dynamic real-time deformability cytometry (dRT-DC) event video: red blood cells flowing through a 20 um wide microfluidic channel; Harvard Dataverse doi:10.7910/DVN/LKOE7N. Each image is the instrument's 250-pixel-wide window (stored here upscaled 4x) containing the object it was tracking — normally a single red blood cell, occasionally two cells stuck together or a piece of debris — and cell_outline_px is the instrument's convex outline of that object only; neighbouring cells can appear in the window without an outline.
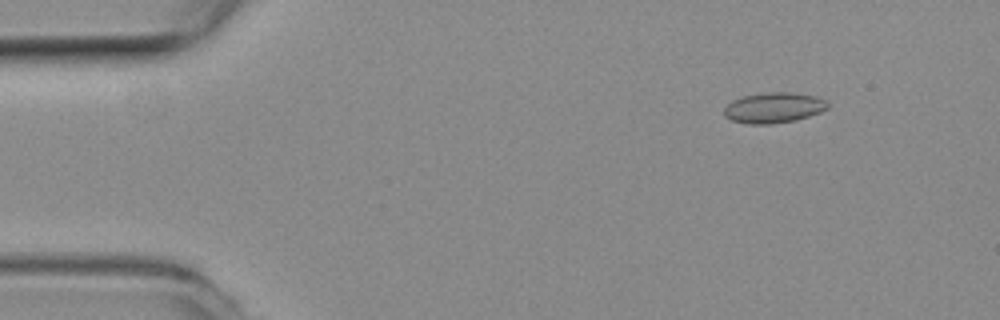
{"species": "common noctule bat (a hibernating species)", "species_latin": "Nyctalus noctula", "temperature_condition": "room temperature", "stored_images_in_passage": 53, "camera_frame_rate_fps": 3000, "um_per_image_px": 0.085, "animal": {"sex": "female", "body_mass_g": 19.3, "forearm_length_mm": 54.1}, "frame": {"image": 1, "passage_image": 4, "time_ms": 1.0, "image_size_px": [1000, 320], "cell_outline_px": [[828, 108], [820, 112], [796, 120], [772, 124], [748, 124], [732, 120], [724, 116], [724, 108], [732, 100], [744, 96], [764, 92], [792, 92], [816, 96], [828, 100]], "centroid_in_image_um": [65.78, 9.15], "position_along_channel_um": 19.2, "area_um2": 18.55}}
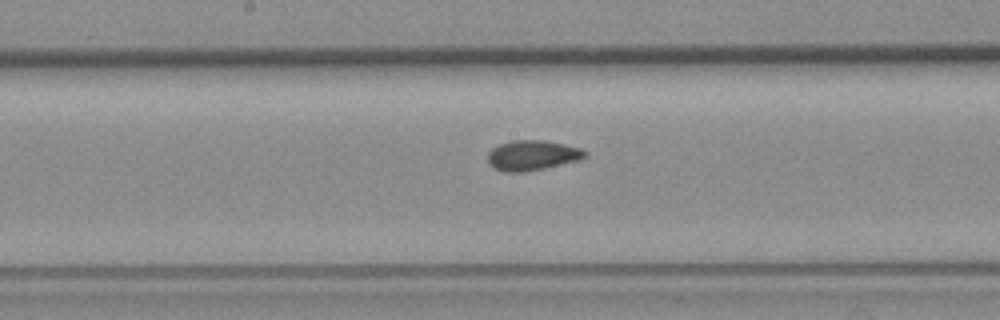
{"frame": {"image": 2, "passage_image": 26, "time_ms": 8.333, "image_size_px": [1000, 320], "cell_outline_px": [[588, 152], [584, 156], [576, 160], [544, 168], [524, 172], [504, 172], [488, 164], [488, 152], [492, 148], [500, 144], [512, 140], [544, 140], [564, 144], [580, 148]], "centroid_in_image_um": [45.19, 13.19], "position_along_channel_um": 203.0, "area_um2": 16.82}}
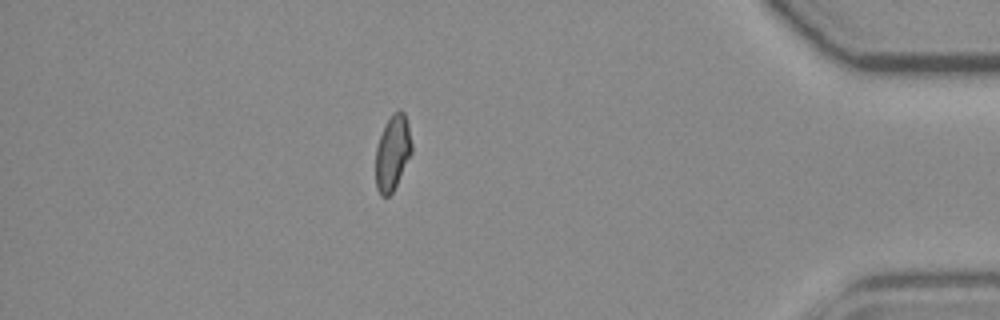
{"frame": {"image": 3, "passage_image": 46, "time_ms": 15.0, "image_size_px": [1000, 320], "cell_outline_px": [[412, 152], [392, 192], [388, 196], [380, 196], [376, 188], [376, 148], [380, 136], [392, 112], [400, 108], [404, 112], [408, 124], [412, 144]], "centroid_in_image_um": [33.37, 12.96], "position_along_channel_um": 401.8, "area_um2": 15.66}, "authors_computed_cell_mechanics": {"area_um2": 16.6464, "velocity_mm_per_s": 3.6836, "shape_relaxation_time_tau1_ms": null, "shape_relaxation_time_tau2_ms": 1.4904, "deformation_change_tau1": null, "deformation_change_tau2": 0.0544}}